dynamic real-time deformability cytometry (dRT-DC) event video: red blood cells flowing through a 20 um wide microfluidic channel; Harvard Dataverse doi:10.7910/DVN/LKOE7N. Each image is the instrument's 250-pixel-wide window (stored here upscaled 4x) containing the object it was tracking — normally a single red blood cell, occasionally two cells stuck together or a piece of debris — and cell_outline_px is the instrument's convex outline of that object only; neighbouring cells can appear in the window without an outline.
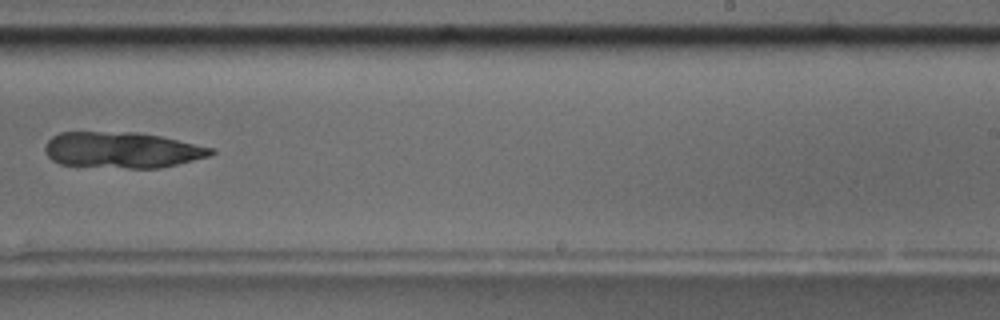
{"species": "common noctule bat (a hibernating species)", "species_latin": "Nyctalus noctula", "temperature_condition": "room temperature", "stored_images_in_passage": 9, "camera_frame_rate_fps": 3000, "um_per_image_px": 0.085, "animal": {"sex": "male", "body_mass_g": 17.5, "forearm_length_mm": 52.3}, "frame": {"image": 1, "passage_image": 8, "time_ms": 8.333, "image_size_px": [1000, 320], "cell_outline_px": [[216, 152], [208, 156], [160, 168], [128, 168], [60, 164], [52, 160], [48, 156], [44, 148], [48, 140], [52, 136], [60, 132], [140, 132], [160, 136], [212, 148]], "centroid_in_image_um": [10.34, 12.74], "position_along_channel_um": 278.7, "area_um2": 34.56}}